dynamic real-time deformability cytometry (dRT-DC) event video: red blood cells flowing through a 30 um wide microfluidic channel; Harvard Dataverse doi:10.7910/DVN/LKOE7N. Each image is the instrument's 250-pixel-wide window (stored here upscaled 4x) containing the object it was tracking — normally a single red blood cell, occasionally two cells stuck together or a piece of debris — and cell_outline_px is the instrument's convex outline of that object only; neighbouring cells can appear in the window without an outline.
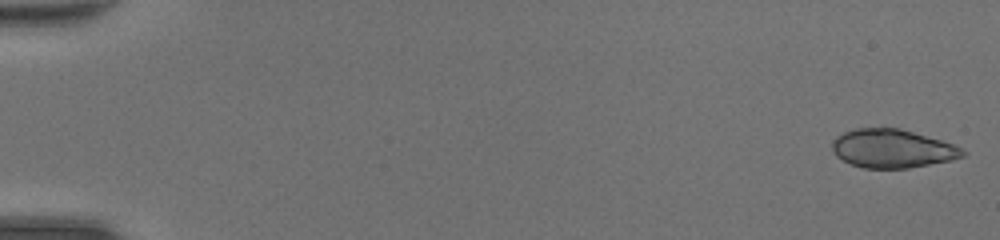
{"species": "common noctule bat (a hibernating species)", "species_latin": "Nyctalus noctula", "temperature_condition": "room temperature", "stored_images_in_passage": 47, "segment_of_instrument_passage": [1, 2], "camera_frame_rate_fps": 3000, "um_per_image_px": 0.085, "animal": {"sex": "female", "body_mass_g": 20.0, "forearm_length_mm": 54.0}, "frame": {"image": 1, "passage_image": 1, "time_ms": 0.0, "image_size_px": [1000, 240], "cell_outline_px": [[968, 152], [964, 156], [952, 160], [908, 168], [864, 168], [852, 164], [836, 156], [832, 152], [832, 140], [836, 136], [844, 132], [856, 128], [900, 128], [940, 140], [952, 144]], "centroid_in_image_um": [75.83, 12.63], "position_along_channel_um": 9.2, "area_um2": 29.19}}
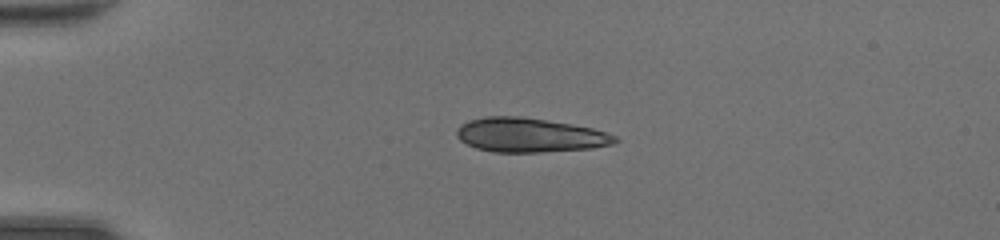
{"frame": {"image": 2, "passage_image": 12, "time_ms": 3.667, "image_size_px": [1000, 240], "cell_outline_px": [[620, 140], [612, 144], [592, 148], [540, 152], [492, 152], [476, 148], [460, 140], [456, 136], [456, 128], [460, 124], [468, 120], [488, 116], [524, 116], [572, 124], [592, 128], [608, 132], [616, 136]], "centroid_in_image_um": [45.01, 11.47], "position_along_channel_um": 40.0, "area_um2": 31.85}}